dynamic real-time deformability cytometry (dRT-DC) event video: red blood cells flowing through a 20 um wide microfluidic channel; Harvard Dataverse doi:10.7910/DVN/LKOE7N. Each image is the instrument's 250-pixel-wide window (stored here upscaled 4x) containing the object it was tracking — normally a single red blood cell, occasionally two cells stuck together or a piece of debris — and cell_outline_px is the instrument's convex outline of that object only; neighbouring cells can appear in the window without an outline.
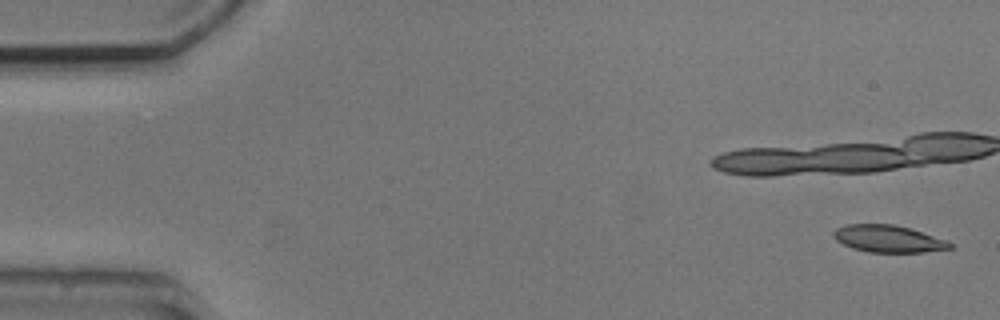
{"species": "common noctule bat (a hibernating species)", "species_latin": "Nyctalus noctula", "temperature_condition": "cold", "stored_images_in_passage": 7, "camera_frame_rate_fps": 3000, "um_per_image_px": 0.085, "animal": {"sex": "male", "body_mass_g": 20.5, "forearm_length_mm": 52.5}, "frame": {"image": 1, "passage_image": 1, "time_ms": 0.0, "image_size_px": [1000, 320], "cell_outline_px": [[952, 248], [924, 252], [868, 252], [852, 248], [836, 240], [832, 236], [832, 232], [836, 228], [848, 224], [892, 224], [908, 228], [944, 240], [952, 244]], "centroid_in_image_um": [75.43, 20.3], "position_along_channel_um": 9.6, "area_um2": 18.09}}
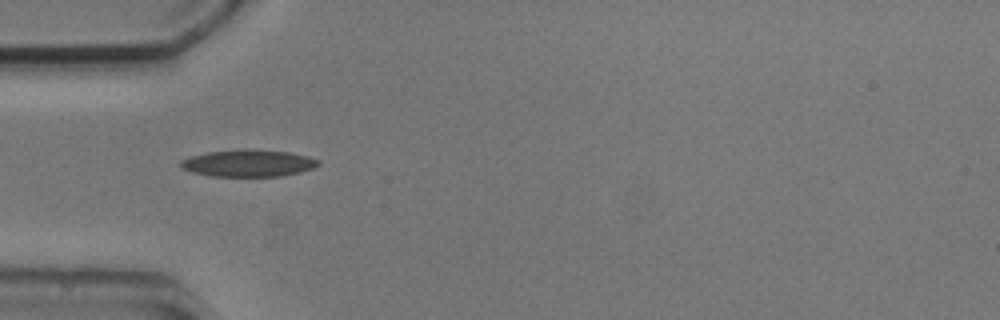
{"frame": {"image": 2, "passage_image": 5, "time_ms": 5.667, "image_size_px": [1000, 320], "cell_outline_px": [[320, 164], [312, 168], [280, 176], [212, 176], [192, 172], [180, 168], [180, 160], [192, 156], [208, 152], [244, 148], [256, 148], [292, 152], [308, 156], [320, 160]], "centroid_in_image_um": [21.1, 13.84], "position_along_channel_um": 63.9, "area_um2": 21.85}}